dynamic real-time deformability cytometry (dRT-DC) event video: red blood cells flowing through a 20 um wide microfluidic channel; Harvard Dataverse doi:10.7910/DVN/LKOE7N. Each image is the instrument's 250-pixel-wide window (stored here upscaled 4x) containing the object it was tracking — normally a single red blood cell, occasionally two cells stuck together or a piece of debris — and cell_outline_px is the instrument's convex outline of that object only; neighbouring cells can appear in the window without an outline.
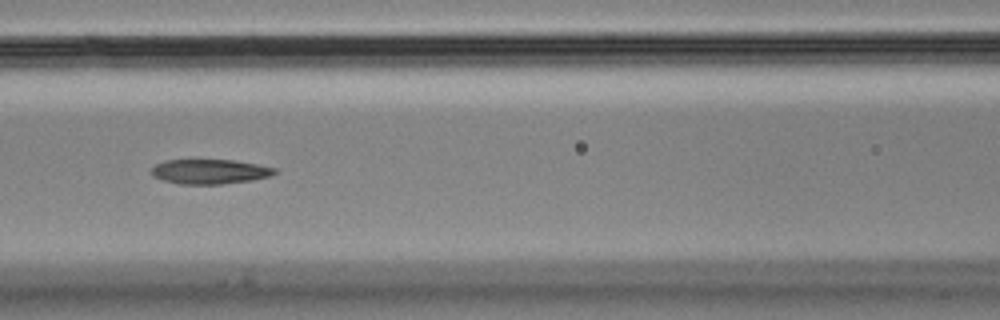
{"species": "Egyptian fruit bat (a non-hibernating species)", "species_latin": "Rousettus aegyptiacus", "temperature_condition": "cold", "stored_images_in_passage": 6, "camera_frame_rate_fps": 3000, "um_per_image_px": 0.085, "animal": {"sex": "male"}, "frame": {"image": 1, "passage_image": 6, "time_ms": 1.667, "image_size_px": [1000, 320], "cell_outline_px": [[280, 172], [272, 176], [252, 180], [220, 184], [180, 184], [164, 180], [152, 176], [152, 168], [156, 164], [164, 160], [232, 160], [256, 164], [276, 168]], "centroid_in_image_um": [17.87, 14.58], "position_along_channel_um": 148.7, "area_um2": 17.74}}